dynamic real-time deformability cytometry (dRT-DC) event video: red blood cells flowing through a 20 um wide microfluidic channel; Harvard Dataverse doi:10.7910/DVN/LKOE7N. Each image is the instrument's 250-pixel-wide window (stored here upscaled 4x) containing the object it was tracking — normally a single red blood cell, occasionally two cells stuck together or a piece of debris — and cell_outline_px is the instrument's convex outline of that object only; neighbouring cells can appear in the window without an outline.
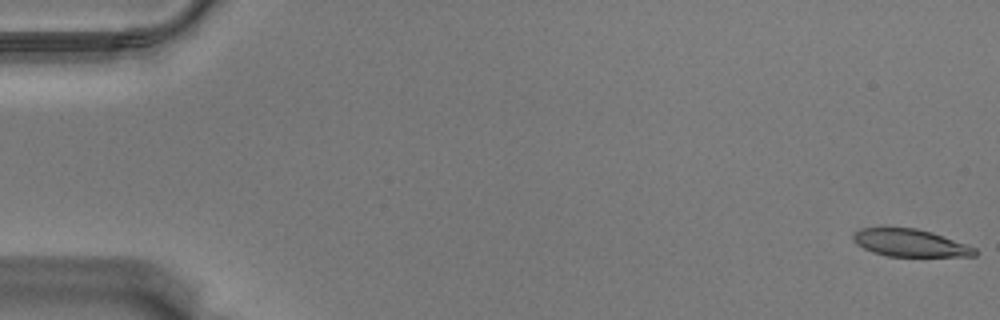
{"species": "Egyptian fruit bat (a non-hibernating species)", "species_latin": "Rousettus aegyptiacus", "temperature_condition": "warm", "stored_images_in_passage": 58, "camera_frame_rate_fps": 3000, "um_per_image_px": 0.085, "animal": {"sex": "male"}, "frame": {"image": 1, "passage_image": 1, "time_ms": 0.0, "image_size_px": [1000, 320], "cell_outline_px": [[976, 256], [888, 256], [872, 252], [856, 244], [852, 236], [856, 232], [864, 228], [916, 228], [932, 232], [968, 244], [976, 248]], "centroid_in_image_um": [77.4, 20.65], "position_along_channel_um": 7.6, "area_um2": 19.31}}
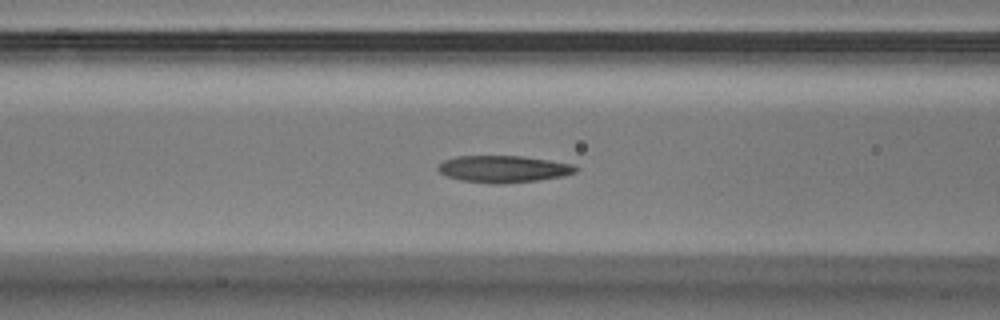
{"frame": {"image": 2, "passage_image": 24, "time_ms": 7.667, "image_size_px": [1000, 320], "cell_outline_px": [[580, 168], [576, 172], [564, 176], [536, 180], [504, 184], [492, 184], [460, 180], [448, 176], [440, 172], [436, 168], [444, 160], [456, 156], [524, 156], [572, 164]], "centroid_in_image_um": [42.8, 14.37], "position_along_channel_um": 123.8, "area_um2": 21.62}}
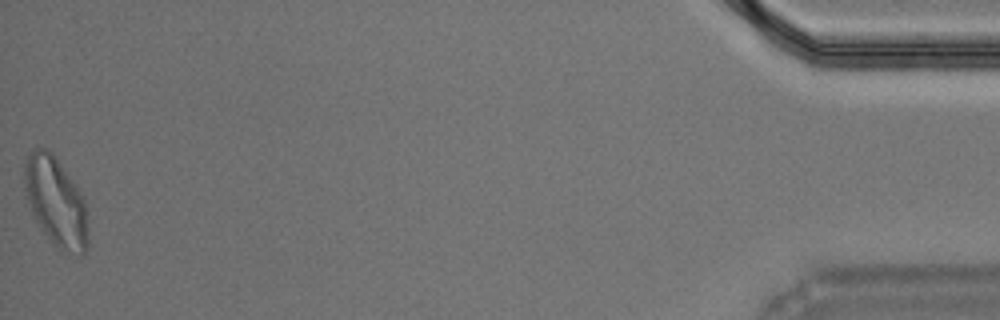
{"frame": {"image": 3, "passage_image": 58, "time_ms": 19.0, "image_size_px": [1000, 320], "cell_outline_px": [[88, 248], [84, 256], [80, 256], [60, 252], [56, 248], [44, 232], [36, 220], [24, 196], [24, 164], [32, 148], [44, 148], [52, 152], [76, 184], [84, 200], [88, 232]], "centroid_in_image_um": [4.75, 17.19], "position_along_channel_um": 430.5, "area_um2": 33.52}, "authors_computed_cell_mechanics": {"area_um2": 21.386, "velocity_mm_per_s": 3.5243, "shape_relaxation_time_tau1_ms": null, "shape_relaxation_time_tau2_ms": 4.4889, "deformation_change_tau1": null, "deformation_change_tau2": 0.1235}}